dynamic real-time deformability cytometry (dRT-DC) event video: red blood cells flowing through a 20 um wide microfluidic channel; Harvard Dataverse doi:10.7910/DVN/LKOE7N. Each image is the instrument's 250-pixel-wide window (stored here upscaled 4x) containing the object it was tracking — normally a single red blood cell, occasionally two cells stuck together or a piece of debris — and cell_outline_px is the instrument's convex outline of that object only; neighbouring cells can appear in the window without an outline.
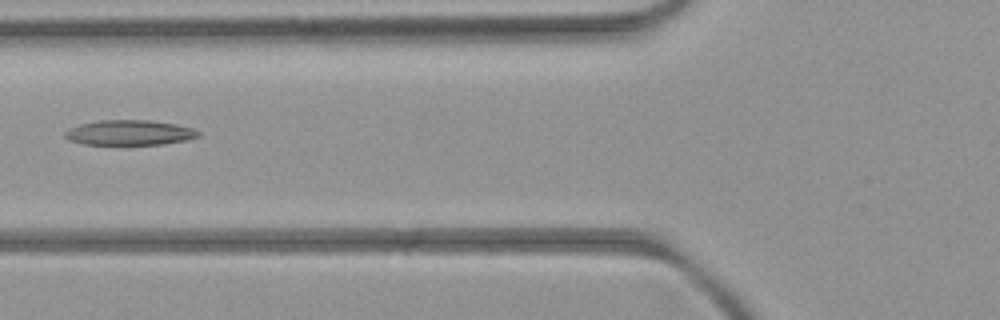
{"species": "common noctule bat (a hibernating species)", "species_latin": "Nyctalus noctula", "temperature_condition": "room temperature", "stored_images_in_passage": 5, "camera_frame_rate_fps": 3000, "um_per_image_px": 0.085, "animal": {"sex": "female", "body_mass_g": 21.9}, "frame": {"image": 1, "passage_image": 5, "time_ms": 4.333, "image_size_px": [1000, 320], "cell_outline_px": [[200, 136], [184, 140], [164, 144], [84, 144], [68, 140], [64, 136], [64, 132], [80, 124], [100, 120], [148, 120], [176, 124], [192, 128], [200, 132]], "centroid_in_image_um": [11.01, 11.27], "position_along_channel_um": 114.8, "area_um2": 19.31}}